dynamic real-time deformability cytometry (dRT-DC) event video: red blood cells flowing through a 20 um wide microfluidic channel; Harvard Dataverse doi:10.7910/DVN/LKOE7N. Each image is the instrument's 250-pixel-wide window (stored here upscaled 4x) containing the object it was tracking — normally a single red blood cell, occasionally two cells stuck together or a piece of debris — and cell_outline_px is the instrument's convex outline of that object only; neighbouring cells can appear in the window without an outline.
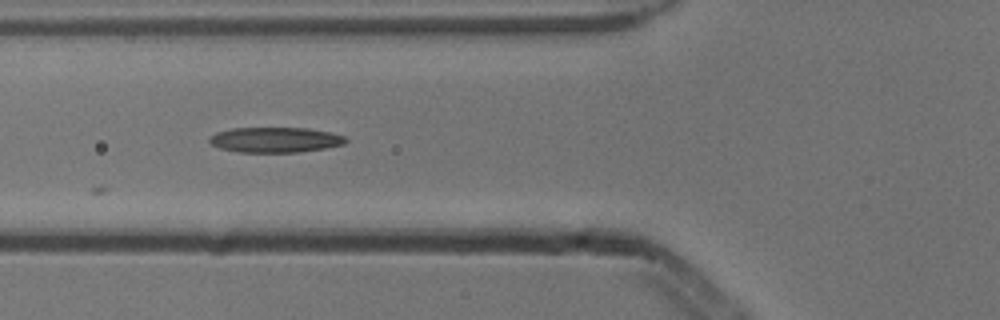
{"species": "common noctule bat (a hibernating species)", "species_latin": "Nyctalus noctula", "temperature_condition": "cold", "stored_images_in_passage": 7, "camera_frame_rate_fps": 3000, "um_per_image_px": 0.085, "animal": {"sex": "male", "body_mass_g": 13.3}, "frame": {"image": 1, "passage_image": 6, "time_ms": 1.667, "image_size_px": [1000, 320], "cell_outline_px": [[348, 140], [344, 144], [324, 148], [300, 152], [240, 152], [220, 148], [212, 144], [208, 140], [216, 132], [232, 128], [308, 128], [348, 136]], "centroid_in_image_um": [23.43, 11.88], "position_along_channel_um": 102.4, "area_um2": 20.0}}